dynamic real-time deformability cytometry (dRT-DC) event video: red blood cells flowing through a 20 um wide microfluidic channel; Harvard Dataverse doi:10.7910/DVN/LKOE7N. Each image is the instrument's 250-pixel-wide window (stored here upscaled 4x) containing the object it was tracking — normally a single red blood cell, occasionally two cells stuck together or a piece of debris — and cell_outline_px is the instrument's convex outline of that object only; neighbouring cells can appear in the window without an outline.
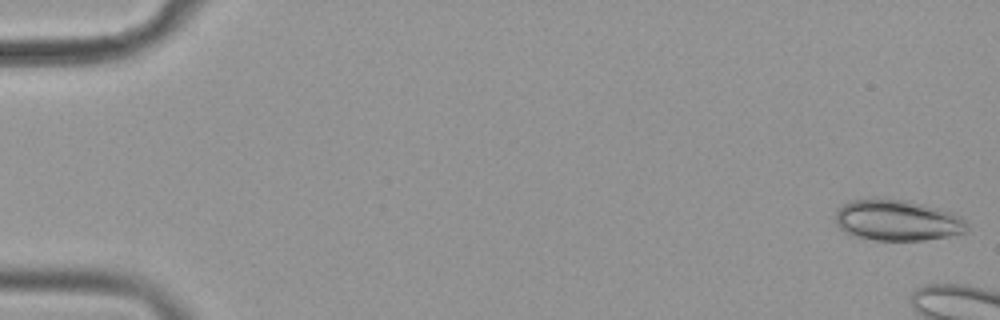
{"species": "common noctule bat (a hibernating species)", "species_latin": "Nyctalus noctula", "temperature_condition": "cold", "stored_images_in_passage": 12, "camera_frame_rate_fps": 3000, "um_per_image_px": 0.085, "animal": {"sex": "female", "body_mass_g": 19.9}, "frame": {"image": 1, "passage_image": 1, "time_ms": 0.0, "image_size_px": [1000, 320], "cell_outline_px": [[968, 228], [964, 232], [948, 236], [924, 240], [876, 240], [848, 236], [836, 224], [836, 208], [852, 200], [908, 200], [940, 208], [952, 212], [968, 220]], "centroid_in_image_um": [76.28, 18.74], "position_along_channel_um": 8.7, "area_um2": 31.44}}